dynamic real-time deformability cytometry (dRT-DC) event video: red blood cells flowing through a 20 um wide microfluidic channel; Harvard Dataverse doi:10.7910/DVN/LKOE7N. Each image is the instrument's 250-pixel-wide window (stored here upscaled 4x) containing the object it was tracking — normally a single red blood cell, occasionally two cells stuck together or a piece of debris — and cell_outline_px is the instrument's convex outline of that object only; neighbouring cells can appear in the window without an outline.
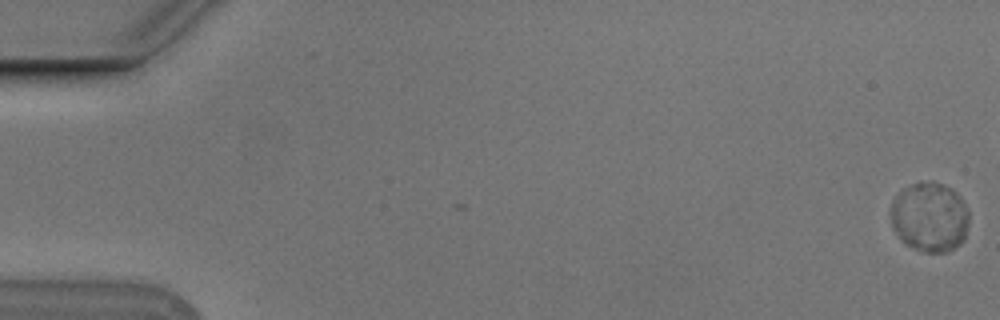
{"species": "Egyptian fruit bat (a non-hibernating species)", "species_latin": "Rousettus aegyptiacus", "temperature_condition": "cold", "stored_images_in_passage": 4, "camera_frame_rate_fps": 3000, "um_per_image_px": 0.085, "animal": {"sex": "male"}, "frame": {"image": 1, "passage_image": 1, "time_ms": 0.0, "image_size_px": [1000, 320], "cell_outline_px": [[968, 224], [964, 240], [960, 244], [948, 252], [920, 252], [904, 244], [892, 228], [888, 212], [892, 200], [904, 188], [912, 184], [928, 180], [932, 180], [944, 184], [952, 188], [960, 196], [968, 208]], "centroid_in_image_um": [79.0, 18.45], "position_along_channel_um": 6.0, "area_um2": 32.6}}